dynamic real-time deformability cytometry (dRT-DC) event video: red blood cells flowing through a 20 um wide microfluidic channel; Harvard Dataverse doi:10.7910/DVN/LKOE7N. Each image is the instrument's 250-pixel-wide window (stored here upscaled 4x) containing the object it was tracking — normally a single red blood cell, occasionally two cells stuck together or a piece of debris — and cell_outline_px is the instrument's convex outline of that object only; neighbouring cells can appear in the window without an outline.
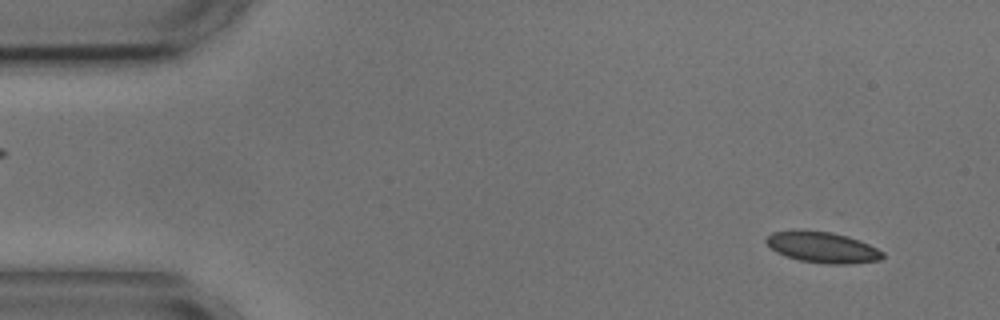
{"species": "common noctule bat (a hibernating species)", "species_latin": "Nyctalus noctula", "temperature_condition": "cold", "stored_images_in_passage": 55, "camera_frame_rate_fps": 3000, "um_per_image_px": 0.085, "animal": {"sex": "male", "body_mass_g": 17.9, "forearm_length_mm": 54.2}, "frame": {"image": 1, "passage_image": 4, "time_ms": 1.0, "image_size_px": [1000, 320], "cell_outline_px": [[884, 256], [880, 260], [848, 264], [824, 264], [800, 260], [776, 252], [764, 240], [772, 232], [832, 232], [848, 236], [860, 240], [884, 252]], "centroid_in_image_um": [69.98, 21.05], "position_along_channel_um": 15.0, "area_um2": 20.4}}
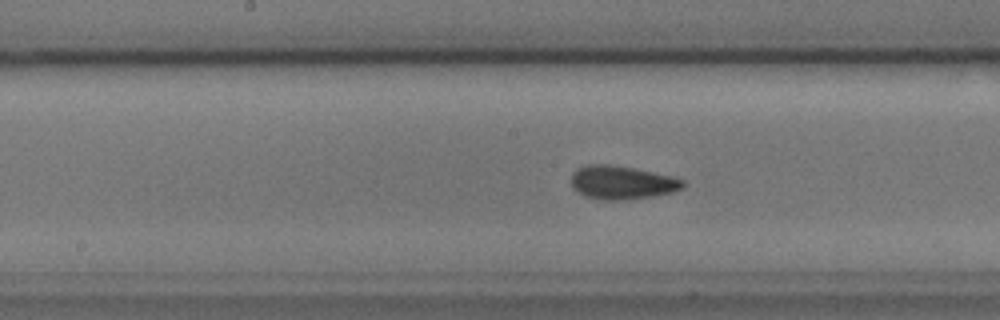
{"frame": {"image": 2, "passage_image": 27, "time_ms": 8.667, "image_size_px": [1000, 320], "cell_outline_px": [[684, 188], [672, 192], [652, 196], [624, 200], [600, 200], [584, 196], [572, 188], [572, 172], [576, 168], [588, 164], [608, 164], [632, 168], [672, 176], [684, 180]], "centroid_in_image_um": [52.83, 15.52], "position_along_channel_um": 195.4, "area_um2": 21.85}}
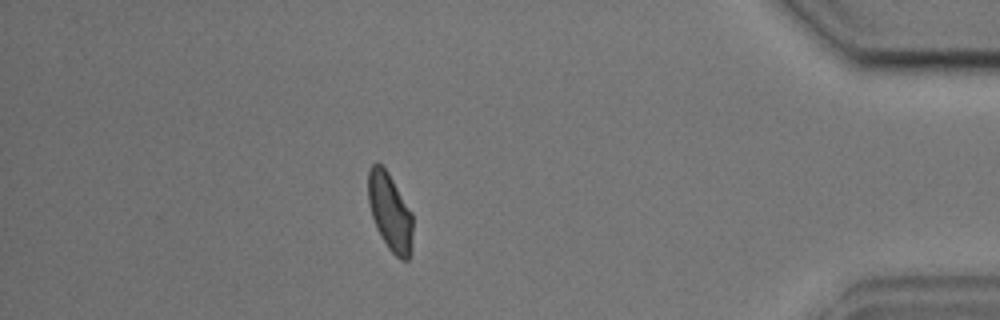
{"frame": {"image": 3, "passage_image": 48, "time_ms": 15.667, "image_size_px": [1000, 320], "cell_outline_px": [[412, 244], [408, 260], [400, 260], [388, 248], [376, 228], [372, 216], [368, 200], [368, 168], [376, 160], [388, 172], [412, 212]], "centroid_in_image_um": [33.14, 18.0], "position_along_channel_um": 402.1, "area_um2": 20.23}, "authors_computed_cell_mechanics": {"area_um2": 20.9236, "velocity_mm_per_s": 3.5915, "shape_relaxation_time_tau1_ms": 3.6196, "shape_relaxation_time_tau2_ms": 1.2893, "deformation_change_tau1": 0.0946, "deformation_change_tau2": 0.0701}}